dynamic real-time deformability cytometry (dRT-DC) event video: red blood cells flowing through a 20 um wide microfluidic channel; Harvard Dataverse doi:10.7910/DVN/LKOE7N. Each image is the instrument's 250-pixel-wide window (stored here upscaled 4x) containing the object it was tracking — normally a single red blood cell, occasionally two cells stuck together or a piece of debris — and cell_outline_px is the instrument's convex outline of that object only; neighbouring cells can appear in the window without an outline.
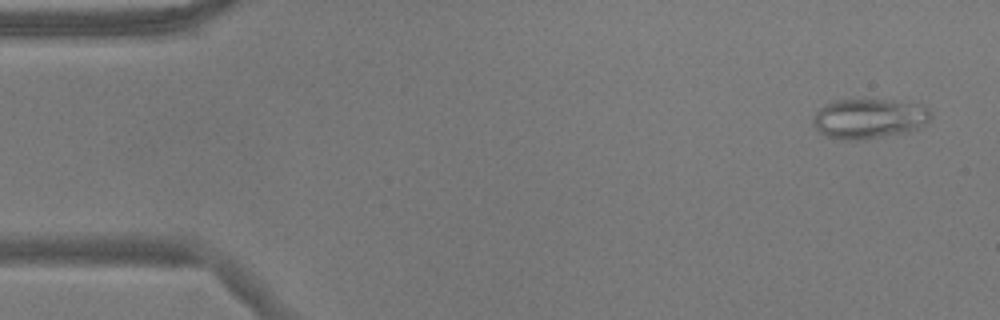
{"species": "common noctule bat (a hibernating species)", "species_latin": "Nyctalus noctula", "temperature_condition": "warm", "stored_images_in_passage": 49, "camera_frame_rate_fps": 3000, "um_per_image_px": 0.085, "animal": {"sex": "male", "body_mass_g": 17.9}, "frame": {"image": 1, "passage_image": 3, "time_ms": 0.667, "image_size_px": [1000, 320], "cell_outline_px": [[932, 116], [920, 128], [908, 132], [880, 136], [844, 140], [824, 136], [812, 124], [812, 116], [824, 104], [832, 100], [892, 100], [920, 104], [928, 108], [932, 112]], "centroid_in_image_um": [73.85, 10.06], "position_along_channel_um": 11.1, "area_um2": 27.34}}
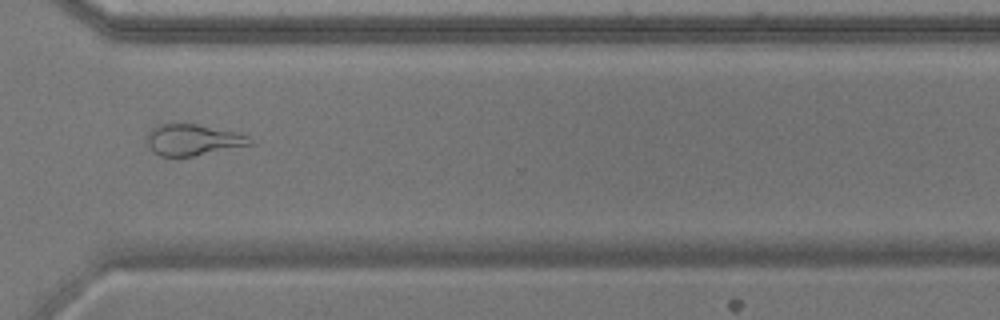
{"frame": {"image": 2, "passage_image": 40, "time_ms": 13.0, "image_size_px": [1000, 320], "cell_outline_px": [[252, 144], [192, 156], [160, 156], [152, 152], [148, 144], [148, 132], [152, 128], [160, 124], [196, 124], [236, 132], [248, 136], [252, 140]], "centroid_in_image_um": [16.37, 11.89], "position_along_channel_um": 354.2, "area_um2": 18.38}}
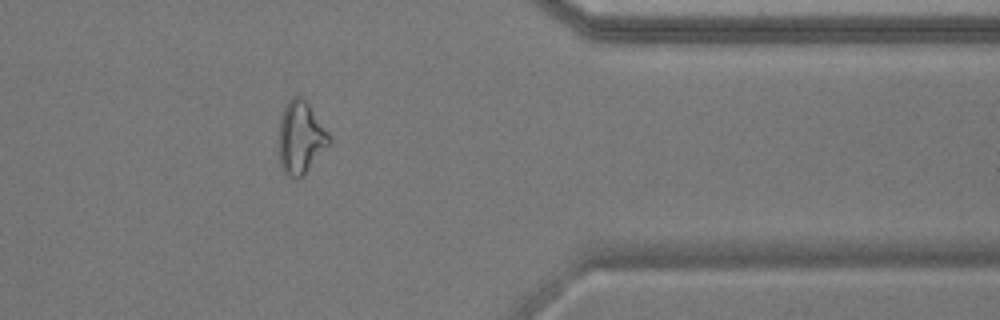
{"frame": {"image": 3, "passage_image": 44, "time_ms": 14.333, "image_size_px": [1000, 320], "cell_outline_px": [[332, 140], [304, 176], [300, 180], [296, 180], [288, 176], [284, 172], [280, 164], [280, 116], [284, 104], [292, 96], [304, 96], [328, 132]], "centroid_in_image_um": [25.56, 11.69], "position_along_channel_um": 385.8, "area_um2": 21.5}, "authors_computed_cell_mechanics": {"area_um2": 21.386, "velocity_mm_per_s": 3.6964, "shape_relaxation_time_tau1_ms": null, "shape_relaxation_time_tau2_ms": 4.3423, "deformation_change_tau1": null, "deformation_change_tau2": 0.1139}}